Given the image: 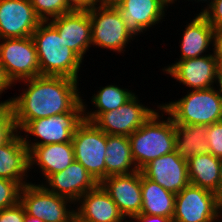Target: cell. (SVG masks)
<instances>
[{"mask_svg": "<svg viewBox=\"0 0 222 222\" xmlns=\"http://www.w3.org/2000/svg\"><path fill=\"white\" fill-rule=\"evenodd\" d=\"M25 82L28 90L9 100L19 129L32 120L70 112L81 101L75 79L39 75Z\"/></svg>", "mask_w": 222, "mask_h": 222, "instance_id": "cell-1", "label": "cell"}, {"mask_svg": "<svg viewBox=\"0 0 222 222\" xmlns=\"http://www.w3.org/2000/svg\"><path fill=\"white\" fill-rule=\"evenodd\" d=\"M42 21L33 32L40 75L64 76L77 80L81 58L69 47L63 46L58 31Z\"/></svg>", "mask_w": 222, "mask_h": 222, "instance_id": "cell-2", "label": "cell"}, {"mask_svg": "<svg viewBox=\"0 0 222 222\" xmlns=\"http://www.w3.org/2000/svg\"><path fill=\"white\" fill-rule=\"evenodd\" d=\"M154 113L139 129L129 136L131 154L137 170H141L152 160L175 151L176 134L172 117L167 121H156Z\"/></svg>", "mask_w": 222, "mask_h": 222, "instance_id": "cell-3", "label": "cell"}, {"mask_svg": "<svg viewBox=\"0 0 222 222\" xmlns=\"http://www.w3.org/2000/svg\"><path fill=\"white\" fill-rule=\"evenodd\" d=\"M175 125H211L222 121V97L213 88L193 90L177 102L160 106Z\"/></svg>", "mask_w": 222, "mask_h": 222, "instance_id": "cell-4", "label": "cell"}, {"mask_svg": "<svg viewBox=\"0 0 222 222\" xmlns=\"http://www.w3.org/2000/svg\"><path fill=\"white\" fill-rule=\"evenodd\" d=\"M75 161L100 184L105 179L107 134L93 122L84 120L72 137Z\"/></svg>", "mask_w": 222, "mask_h": 222, "instance_id": "cell-5", "label": "cell"}, {"mask_svg": "<svg viewBox=\"0 0 222 222\" xmlns=\"http://www.w3.org/2000/svg\"><path fill=\"white\" fill-rule=\"evenodd\" d=\"M88 13L92 44L121 52L132 35L118 9L114 5L101 3L99 8L94 5Z\"/></svg>", "mask_w": 222, "mask_h": 222, "instance_id": "cell-6", "label": "cell"}, {"mask_svg": "<svg viewBox=\"0 0 222 222\" xmlns=\"http://www.w3.org/2000/svg\"><path fill=\"white\" fill-rule=\"evenodd\" d=\"M0 44V63L8 78L26 80L40 75L36 46L32 36L24 38H5Z\"/></svg>", "mask_w": 222, "mask_h": 222, "instance_id": "cell-7", "label": "cell"}, {"mask_svg": "<svg viewBox=\"0 0 222 222\" xmlns=\"http://www.w3.org/2000/svg\"><path fill=\"white\" fill-rule=\"evenodd\" d=\"M21 191L20 203L27 215L44 222H76L75 211L66 210V202L70 199L48 191L43 185L27 184Z\"/></svg>", "mask_w": 222, "mask_h": 222, "instance_id": "cell-8", "label": "cell"}, {"mask_svg": "<svg viewBox=\"0 0 222 222\" xmlns=\"http://www.w3.org/2000/svg\"><path fill=\"white\" fill-rule=\"evenodd\" d=\"M84 107L81 100L70 112L32 120L22 130L42 139L31 146L71 142L77 128L85 120L82 114Z\"/></svg>", "mask_w": 222, "mask_h": 222, "instance_id": "cell-9", "label": "cell"}, {"mask_svg": "<svg viewBox=\"0 0 222 222\" xmlns=\"http://www.w3.org/2000/svg\"><path fill=\"white\" fill-rule=\"evenodd\" d=\"M218 210L216 193L189 184L176 194L172 222H212Z\"/></svg>", "mask_w": 222, "mask_h": 222, "instance_id": "cell-10", "label": "cell"}, {"mask_svg": "<svg viewBox=\"0 0 222 222\" xmlns=\"http://www.w3.org/2000/svg\"><path fill=\"white\" fill-rule=\"evenodd\" d=\"M155 112L138 104L133 95L118 109L100 113L92 122L107 135L129 137L139 129Z\"/></svg>", "mask_w": 222, "mask_h": 222, "instance_id": "cell-11", "label": "cell"}, {"mask_svg": "<svg viewBox=\"0 0 222 222\" xmlns=\"http://www.w3.org/2000/svg\"><path fill=\"white\" fill-rule=\"evenodd\" d=\"M41 22L30 0H0V38L30 37Z\"/></svg>", "mask_w": 222, "mask_h": 222, "instance_id": "cell-12", "label": "cell"}, {"mask_svg": "<svg viewBox=\"0 0 222 222\" xmlns=\"http://www.w3.org/2000/svg\"><path fill=\"white\" fill-rule=\"evenodd\" d=\"M140 171L146 178L174 194L190 184L187 161L176 150L152 160Z\"/></svg>", "mask_w": 222, "mask_h": 222, "instance_id": "cell-13", "label": "cell"}, {"mask_svg": "<svg viewBox=\"0 0 222 222\" xmlns=\"http://www.w3.org/2000/svg\"><path fill=\"white\" fill-rule=\"evenodd\" d=\"M100 185L116 203L120 213L133 217L142 207L141 171L106 177Z\"/></svg>", "mask_w": 222, "mask_h": 222, "instance_id": "cell-14", "label": "cell"}, {"mask_svg": "<svg viewBox=\"0 0 222 222\" xmlns=\"http://www.w3.org/2000/svg\"><path fill=\"white\" fill-rule=\"evenodd\" d=\"M50 24L58 31L63 46L69 47L82 59L92 43L88 11H70L53 18Z\"/></svg>", "mask_w": 222, "mask_h": 222, "instance_id": "cell-15", "label": "cell"}, {"mask_svg": "<svg viewBox=\"0 0 222 222\" xmlns=\"http://www.w3.org/2000/svg\"><path fill=\"white\" fill-rule=\"evenodd\" d=\"M165 71L194 90L213 88L218 73L217 59L209 55L180 60Z\"/></svg>", "mask_w": 222, "mask_h": 222, "instance_id": "cell-16", "label": "cell"}, {"mask_svg": "<svg viewBox=\"0 0 222 222\" xmlns=\"http://www.w3.org/2000/svg\"><path fill=\"white\" fill-rule=\"evenodd\" d=\"M46 180L52 187L51 190L46 188L48 191L66 197L70 201L79 200L86 192L98 185L88 171L77 161L71 163L63 171L51 174Z\"/></svg>", "mask_w": 222, "mask_h": 222, "instance_id": "cell-17", "label": "cell"}, {"mask_svg": "<svg viewBox=\"0 0 222 222\" xmlns=\"http://www.w3.org/2000/svg\"><path fill=\"white\" fill-rule=\"evenodd\" d=\"M165 5L163 0H120L114 4L131 35L157 23L164 13Z\"/></svg>", "mask_w": 222, "mask_h": 222, "instance_id": "cell-18", "label": "cell"}, {"mask_svg": "<svg viewBox=\"0 0 222 222\" xmlns=\"http://www.w3.org/2000/svg\"><path fill=\"white\" fill-rule=\"evenodd\" d=\"M80 198H83V204L75 212L76 222H122L124 219L116 203L100 184Z\"/></svg>", "mask_w": 222, "mask_h": 222, "instance_id": "cell-19", "label": "cell"}, {"mask_svg": "<svg viewBox=\"0 0 222 222\" xmlns=\"http://www.w3.org/2000/svg\"><path fill=\"white\" fill-rule=\"evenodd\" d=\"M22 140L29 149L30 166L37 161L46 179L51 174L63 171L75 161L72 142L30 146L26 138Z\"/></svg>", "mask_w": 222, "mask_h": 222, "instance_id": "cell-20", "label": "cell"}, {"mask_svg": "<svg viewBox=\"0 0 222 222\" xmlns=\"http://www.w3.org/2000/svg\"><path fill=\"white\" fill-rule=\"evenodd\" d=\"M29 149L21 136L16 135L5 145L0 147V178L22 182V176L30 168Z\"/></svg>", "mask_w": 222, "mask_h": 222, "instance_id": "cell-21", "label": "cell"}, {"mask_svg": "<svg viewBox=\"0 0 222 222\" xmlns=\"http://www.w3.org/2000/svg\"><path fill=\"white\" fill-rule=\"evenodd\" d=\"M142 207L140 214L159 215L173 219L176 194L165 190L141 173Z\"/></svg>", "mask_w": 222, "mask_h": 222, "instance_id": "cell-22", "label": "cell"}, {"mask_svg": "<svg viewBox=\"0 0 222 222\" xmlns=\"http://www.w3.org/2000/svg\"><path fill=\"white\" fill-rule=\"evenodd\" d=\"M190 184L219 195V173L221 158L211 153L193 155L188 161Z\"/></svg>", "mask_w": 222, "mask_h": 222, "instance_id": "cell-23", "label": "cell"}, {"mask_svg": "<svg viewBox=\"0 0 222 222\" xmlns=\"http://www.w3.org/2000/svg\"><path fill=\"white\" fill-rule=\"evenodd\" d=\"M105 178L114 175L131 174L137 170L129 168L134 164L131 154L129 137L121 135H107V149L105 153Z\"/></svg>", "mask_w": 222, "mask_h": 222, "instance_id": "cell-24", "label": "cell"}, {"mask_svg": "<svg viewBox=\"0 0 222 222\" xmlns=\"http://www.w3.org/2000/svg\"><path fill=\"white\" fill-rule=\"evenodd\" d=\"M213 32V26L202 14L196 16L185 29L181 44V60L201 57V53L213 40Z\"/></svg>", "mask_w": 222, "mask_h": 222, "instance_id": "cell-25", "label": "cell"}, {"mask_svg": "<svg viewBox=\"0 0 222 222\" xmlns=\"http://www.w3.org/2000/svg\"><path fill=\"white\" fill-rule=\"evenodd\" d=\"M207 125H175L177 154L188 161L193 155L208 153Z\"/></svg>", "mask_w": 222, "mask_h": 222, "instance_id": "cell-26", "label": "cell"}, {"mask_svg": "<svg viewBox=\"0 0 222 222\" xmlns=\"http://www.w3.org/2000/svg\"><path fill=\"white\" fill-rule=\"evenodd\" d=\"M134 94L117 86H106L93 97V103L98 107L97 112L87 113L84 119L92 122L100 113L118 109L124 105Z\"/></svg>", "mask_w": 222, "mask_h": 222, "instance_id": "cell-27", "label": "cell"}, {"mask_svg": "<svg viewBox=\"0 0 222 222\" xmlns=\"http://www.w3.org/2000/svg\"><path fill=\"white\" fill-rule=\"evenodd\" d=\"M30 2L41 21L48 22L49 16L55 18L72 11L65 0H30Z\"/></svg>", "mask_w": 222, "mask_h": 222, "instance_id": "cell-28", "label": "cell"}, {"mask_svg": "<svg viewBox=\"0 0 222 222\" xmlns=\"http://www.w3.org/2000/svg\"><path fill=\"white\" fill-rule=\"evenodd\" d=\"M16 131L17 126L11 103L9 101L0 103V147L7 144L15 136Z\"/></svg>", "mask_w": 222, "mask_h": 222, "instance_id": "cell-29", "label": "cell"}, {"mask_svg": "<svg viewBox=\"0 0 222 222\" xmlns=\"http://www.w3.org/2000/svg\"><path fill=\"white\" fill-rule=\"evenodd\" d=\"M22 187L16 181L0 178V210L13 206L20 201Z\"/></svg>", "mask_w": 222, "mask_h": 222, "instance_id": "cell-30", "label": "cell"}, {"mask_svg": "<svg viewBox=\"0 0 222 222\" xmlns=\"http://www.w3.org/2000/svg\"><path fill=\"white\" fill-rule=\"evenodd\" d=\"M208 153L222 159V121L208 125Z\"/></svg>", "mask_w": 222, "mask_h": 222, "instance_id": "cell-31", "label": "cell"}, {"mask_svg": "<svg viewBox=\"0 0 222 222\" xmlns=\"http://www.w3.org/2000/svg\"><path fill=\"white\" fill-rule=\"evenodd\" d=\"M209 9H205L201 14L213 28L222 27V0H213L209 5Z\"/></svg>", "mask_w": 222, "mask_h": 222, "instance_id": "cell-32", "label": "cell"}, {"mask_svg": "<svg viewBox=\"0 0 222 222\" xmlns=\"http://www.w3.org/2000/svg\"><path fill=\"white\" fill-rule=\"evenodd\" d=\"M26 213L20 201L8 208L0 210V222H24Z\"/></svg>", "mask_w": 222, "mask_h": 222, "instance_id": "cell-33", "label": "cell"}, {"mask_svg": "<svg viewBox=\"0 0 222 222\" xmlns=\"http://www.w3.org/2000/svg\"><path fill=\"white\" fill-rule=\"evenodd\" d=\"M66 5L72 10V11H88L91 9L95 4L97 0H65Z\"/></svg>", "mask_w": 222, "mask_h": 222, "instance_id": "cell-34", "label": "cell"}, {"mask_svg": "<svg viewBox=\"0 0 222 222\" xmlns=\"http://www.w3.org/2000/svg\"><path fill=\"white\" fill-rule=\"evenodd\" d=\"M214 38V56L217 60L222 59V27L214 28L213 32Z\"/></svg>", "mask_w": 222, "mask_h": 222, "instance_id": "cell-35", "label": "cell"}, {"mask_svg": "<svg viewBox=\"0 0 222 222\" xmlns=\"http://www.w3.org/2000/svg\"><path fill=\"white\" fill-rule=\"evenodd\" d=\"M131 218H133L134 220L136 219L139 222H172L171 218L159 215L139 214Z\"/></svg>", "mask_w": 222, "mask_h": 222, "instance_id": "cell-36", "label": "cell"}, {"mask_svg": "<svg viewBox=\"0 0 222 222\" xmlns=\"http://www.w3.org/2000/svg\"><path fill=\"white\" fill-rule=\"evenodd\" d=\"M12 81L8 78L4 67L0 63V93L5 89H7L8 86H11Z\"/></svg>", "mask_w": 222, "mask_h": 222, "instance_id": "cell-37", "label": "cell"}, {"mask_svg": "<svg viewBox=\"0 0 222 222\" xmlns=\"http://www.w3.org/2000/svg\"><path fill=\"white\" fill-rule=\"evenodd\" d=\"M24 222H44L42 219L30 216V215H25L24 217Z\"/></svg>", "mask_w": 222, "mask_h": 222, "instance_id": "cell-38", "label": "cell"}, {"mask_svg": "<svg viewBox=\"0 0 222 222\" xmlns=\"http://www.w3.org/2000/svg\"><path fill=\"white\" fill-rule=\"evenodd\" d=\"M222 192V159L220 164V173H219V194Z\"/></svg>", "mask_w": 222, "mask_h": 222, "instance_id": "cell-39", "label": "cell"}, {"mask_svg": "<svg viewBox=\"0 0 222 222\" xmlns=\"http://www.w3.org/2000/svg\"><path fill=\"white\" fill-rule=\"evenodd\" d=\"M216 79H218L219 85H220V89L219 91H217V93L222 97V75H217Z\"/></svg>", "mask_w": 222, "mask_h": 222, "instance_id": "cell-40", "label": "cell"}, {"mask_svg": "<svg viewBox=\"0 0 222 222\" xmlns=\"http://www.w3.org/2000/svg\"><path fill=\"white\" fill-rule=\"evenodd\" d=\"M118 1H120V0H102L100 3H104V4H107V5H114Z\"/></svg>", "mask_w": 222, "mask_h": 222, "instance_id": "cell-41", "label": "cell"}, {"mask_svg": "<svg viewBox=\"0 0 222 222\" xmlns=\"http://www.w3.org/2000/svg\"><path fill=\"white\" fill-rule=\"evenodd\" d=\"M217 65H218V73L217 75H222V59L217 60Z\"/></svg>", "mask_w": 222, "mask_h": 222, "instance_id": "cell-42", "label": "cell"}, {"mask_svg": "<svg viewBox=\"0 0 222 222\" xmlns=\"http://www.w3.org/2000/svg\"><path fill=\"white\" fill-rule=\"evenodd\" d=\"M218 206L219 209L222 210V192L218 195Z\"/></svg>", "mask_w": 222, "mask_h": 222, "instance_id": "cell-43", "label": "cell"}, {"mask_svg": "<svg viewBox=\"0 0 222 222\" xmlns=\"http://www.w3.org/2000/svg\"><path fill=\"white\" fill-rule=\"evenodd\" d=\"M166 4L171 3L173 0H163Z\"/></svg>", "mask_w": 222, "mask_h": 222, "instance_id": "cell-44", "label": "cell"}]
</instances>
